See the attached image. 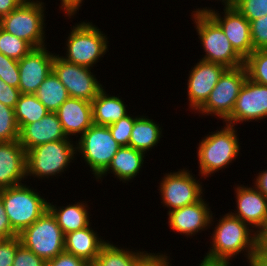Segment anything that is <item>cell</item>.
Masks as SVG:
<instances>
[{
    "mask_svg": "<svg viewBox=\"0 0 267 266\" xmlns=\"http://www.w3.org/2000/svg\"><path fill=\"white\" fill-rule=\"evenodd\" d=\"M254 186L267 198V170L260 171L254 183Z\"/></svg>",
    "mask_w": 267,
    "mask_h": 266,
    "instance_id": "cell-46",
    "label": "cell"
},
{
    "mask_svg": "<svg viewBox=\"0 0 267 266\" xmlns=\"http://www.w3.org/2000/svg\"><path fill=\"white\" fill-rule=\"evenodd\" d=\"M107 242L91 266H137L147 251H129Z\"/></svg>",
    "mask_w": 267,
    "mask_h": 266,
    "instance_id": "cell-27",
    "label": "cell"
},
{
    "mask_svg": "<svg viewBox=\"0 0 267 266\" xmlns=\"http://www.w3.org/2000/svg\"><path fill=\"white\" fill-rule=\"evenodd\" d=\"M252 266H267V260H254Z\"/></svg>",
    "mask_w": 267,
    "mask_h": 266,
    "instance_id": "cell-48",
    "label": "cell"
},
{
    "mask_svg": "<svg viewBox=\"0 0 267 266\" xmlns=\"http://www.w3.org/2000/svg\"><path fill=\"white\" fill-rule=\"evenodd\" d=\"M170 257L164 253H146L137 266H171Z\"/></svg>",
    "mask_w": 267,
    "mask_h": 266,
    "instance_id": "cell-41",
    "label": "cell"
},
{
    "mask_svg": "<svg viewBox=\"0 0 267 266\" xmlns=\"http://www.w3.org/2000/svg\"><path fill=\"white\" fill-rule=\"evenodd\" d=\"M76 144V152L81 153L96 179L108 168L121 147L113 138L108 126L95 124L80 136Z\"/></svg>",
    "mask_w": 267,
    "mask_h": 266,
    "instance_id": "cell-9",
    "label": "cell"
},
{
    "mask_svg": "<svg viewBox=\"0 0 267 266\" xmlns=\"http://www.w3.org/2000/svg\"><path fill=\"white\" fill-rule=\"evenodd\" d=\"M221 17L215 9L198 8L192 14H208L223 30L235 51L245 60L253 51L250 22L234 7L223 9Z\"/></svg>",
    "mask_w": 267,
    "mask_h": 266,
    "instance_id": "cell-13",
    "label": "cell"
},
{
    "mask_svg": "<svg viewBox=\"0 0 267 266\" xmlns=\"http://www.w3.org/2000/svg\"><path fill=\"white\" fill-rule=\"evenodd\" d=\"M233 6L249 22L267 15V0H235Z\"/></svg>",
    "mask_w": 267,
    "mask_h": 266,
    "instance_id": "cell-33",
    "label": "cell"
},
{
    "mask_svg": "<svg viewBox=\"0 0 267 266\" xmlns=\"http://www.w3.org/2000/svg\"><path fill=\"white\" fill-rule=\"evenodd\" d=\"M68 41V42H67ZM66 41V56H60L67 62L92 67L108 51L105 34L92 22H81L73 26Z\"/></svg>",
    "mask_w": 267,
    "mask_h": 266,
    "instance_id": "cell-7",
    "label": "cell"
},
{
    "mask_svg": "<svg viewBox=\"0 0 267 266\" xmlns=\"http://www.w3.org/2000/svg\"><path fill=\"white\" fill-rule=\"evenodd\" d=\"M67 139L55 112L47 113L39 121L24 125L19 130L18 141L27 152L39 145Z\"/></svg>",
    "mask_w": 267,
    "mask_h": 266,
    "instance_id": "cell-19",
    "label": "cell"
},
{
    "mask_svg": "<svg viewBox=\"0 0 267 266\" xmlns=\"http://www.w3.org/2000/svg\"><path fill=\"white\" fill-rule=\"evenodd\" d=\"M145 153L140 152L130 146H121L112 158L108 168L96 179L99 182L107 173H113L124 183L133 180L141 170Z\"/></svg>",
    "mask_w": 267,
    "mask_h": 266,
    "instance_id": "cell-23",
    "label": "cell"
},
{
    "mask_svg": "<svg viewBox=\"0 0 267 266\" xmlns=\"http://www.w3.org/2000/svg\"><path fill=\"white\" fill-rule=\"evenodd\" d=\"M46 262L21 245L15 254L13 266H45Z\"/></svg>",
    "mask_w": 267,
    "mask_h": 266,
    "instance_id": "cell-38",
    "label": "cell"
},
{
    "mask_svg": "<svg viewBox=\"0 0 267 266\" xmlns=\"http://www.w3.org/2000/svg\"><path fill=\"white\" fill-rule=\"evenodd\" d=\"M67 138L48 142L26 152V176L43 179L66 171L76 156V143ZM75 154V155H74Z\"/></svg>",
    "mask_w": 267,
    "mask_h": 266,
    "instance_id": "cell-4",
    "label": "cell"
},
{
    "mask_svg": "<svg viewBox=\"0 0 267 266\" xmlns=\"http://www.w3.org/2000/svg\"><path fill=\"white\" fill-rule=\"evenodd\" d=\"M0 198L12 229L20 234L32 225L46 210L48 202L24 183L0 189Z\"/></svg>",
    "mask_w": 267,
    "mask_h": 266,
    "instance_id": "cell-3",
    "label": "cell"
},
{
    "mask_svg": "<svg viewBox=\"0 0 267 266\" xmlns=\"http://www.w3.org/2000/svg\"><path fill=\"white\" fill-rule=\"evenodd\" d=\"M137 117L127 114L117 122L108 125V128L116 140L121 146H129V140L131 137V131L133 130L134 122Z\"/></svg>",
    "mask_w": 267,
    "mask_h": 266,
    "instance_id": "cell-34",
    "label": "cell"
},
{
    "mask_svg": "<svg viewBox=\"0 0 267 266\" xmlns=\"http://www.w3.org/2000/svg\"><path fill=\"white\" fill-rule=\"evenodd\" d=\"M87 208L89 209L87 204L83 203V201L75 202L74 204H69L65 207L58 206V208L56 205L54 206L52 203L48 202V209L56 218L64 235L91 225V222L89 221L90 213L87 211Z\"/></svg>",
    "mask_w": 267,
    "mask_h": 266,
    "instance_id": "cell-25",
    "label": "cell"
},
{
    "mask_svg": "<svg viewBox=\"0 0 267 266\" xmlns=\"http://www.w3.org/2000/svg\"><path fill=\"white\" fill-rule=\"evenodd\" d=\"M230 262L229 263H221V262H209L206 260H202L201 263L199 264V266H230Z\"/></svg>",
    "mask_w": 267,
    "mask_h": 266,
    "instance_id": "cell-47",
    "label": "cell"
},
{
    "mask_svg": "<svg viewBox=\"0 0 267 266\" xmlns=\"http://www.w3.org/2000/svg\"><path fill=\"white\" fill-rule=\"evenodd\" d=\"M195 29L206 52L202 60L223 65L227 69L244 65V59L235 51L222 28L208 14H193Z\"/></svg>",
    "mask_w": 267,
    "mask_h": 266,
    "instance_id": "cell-6",
    "label": "cell"
},
{
    "mask_svg": "<svg viewBox=\"0 0 267 266\" xmlns=\"http://www.w3.org/2000/svg\"><path fill=\"white\" fill-rule=\"evenodd\" d=\"M90 70V67L67 62L57 54L52 63V71L67 89L69 97L92 102L103 87Z\"/></svg>",
    "mask_w": 267,
    "mask_h": 266,
    "instance_id": "cell-12",
    "label": "cell"
},
{
    "mask_svg": "<svg viewBox=\"0 0 267 266\" xmlns=\"http://www.w3.org/2000/svg\"><path fill=\"white\" fill-rule=\"evenodd\" d=\"M45 4L41 1L25 0L16 9L0 19V27L28 42L33 48L45 44Z\"/></svg>",
    "mask_w": 267,
    "mask_h": 266,
    "instance_id": "cell-5",
    "label": "cell"
},
{
    "mask_svg": "<svg viewBox=\"0 0 267 266\" xmlns=\"http://www.w3.org/2000/svg\"><path fill=\"white\" fill-rule=\"evenodd\" d=\"M213 229L212 246L203 260L229 263L234 256L244 252L247 253L246 261L252 266L257 255V232L254 229L230 213L219 219Z\"/></svg>",
    "mask_w": 267,
    "mask_h": 266,
    "instance_id": "cell-1",
    "label": "cell"
},
{
    "mask_svg": "<svg viewBox=\"0 0 267 266\" xmlns=\"http://www.w3.org/2000/svg\"><path fill=\"white\" fill-rule=\"evenodd\" d=\"M25 0H0V19L14 9H16Z\"/></svg>",
    "mask_w": 267,
    "mask_h": 266,
    "instance_id": "cell-45",
    "label": "cell"
},
{
    "mask_svg": "<svg viewBox=\"0 0 267 266\" xmlns=\"http://www.w3.org/2000/svg\"><path fill=\"white\" fill-rule=\"evenodd\" d=\"M35 95L50 112H56L69 98L67 89L53 71L49 73L38 87Z\"/></svg>",
    "mask_w": 267,
    "mask_h": 266,
    "instance_id": "cell-28",
    "label": "cell"
},
{
    "mask_svg": "<svg viewBox=\"0 0 267 266\" xmlns=\"http://www.w3.org/2000/svg\"><path fill=\"white\" fill-rule=\"evenodd\" d=\"M55 54L47 47L33 48L18 61L19 87L21 94H35L38 87L52 71Z\"/></svg>",
    "mask_w": 267,
    "mask_h": 266,
    "instance_id": "cell-15",
    "label": "cell"
},
{
    "mask_svg": "<svg viewBox=\"0 0 267 266\" xmlns=\"http://www.w3.org/2000/svg\"><path fill=\"white\" fill-rule=\"evenodd\" d=\"M247 72L245 66L226 69L209 94L206 102L197 110L202 115L217 116L223 122L232 114Z\"/></svg>",
    "mask_w": 267,
    "mask_h": 266,
    "instance_id": "cell-10",
    "label": "cell"
},
{
    "mask_svg": "<svg viewBox=\"0 0 267 266\" xmlns=\"http://www.w3.org/2000/svg\"><path fill=\"white\" fill-rule=\"evenodd\" d=\"M18 236L0 240V266H13L17 249L21 246Z\"/></svg>",
    "mask_w": 267,
    "mask_h": 266,
    "instance_id": "cell-37",
    "label": "cell"
},
{
    "mask_svg": "<svg viewBox=\"0 0 267 266\" xmlns=\"http://www.w3.org/2000/svg\"><path fill=\"white\" fill-rule=\"evenodd\" d=\"M159 126L153 119L144 115L137 116L131 131L129 146L146 154L160 141L162 129Z\"/></svg>",
    "mask_w": 267,
    "mask_h": 266,
    "instance_id": "cell-26",
    "label": "cell"
},
{
    "mask_svg": "<svg viewBox=\"0 0 267 266\" xmlns=\"http://www.w3.org/2000/svg\"><path fill=\"white\" fill-rule=\"evenodd\" d=\"M251 40L254 50L267 49V15L250 22Z\"/></svg>",
    "mask_w": 267,
    "mask_h": 266,
    "instance_id": "cell-36",
    "label": "cell"
},
{
    "mask_svg": "<svg viewBox=\"0 0 267 266\" xmlns=\"http://www.w3.org/2000/svg\"><path fill=\"white\" fill-rule=\"evenodd\" d=\"M254 260H267V223L257 233V255Z\"/></svg>",
    "mask_w": 267,
    "mask_h": 266,
    "instance_id": "cell-43",
    "label": "cell"
},
{
    "mask_svg": "<svg viewBox=\"0 0 267 266\" xmlns=\"http://www.w3.org/2000/svg\"><path fill=\"white\" fill-rule=\"evenodd\" d=\"M187 169L178 172L165 173L160 181L158 190L163 206L169 207L168 212L182 208L186 205L197 203L202 199L203 189L200 181ZM194 176V177H193Z\"/></svg>",
    "mask_w": 267,
    "mask_h": 266,
    "instance_id": "cell-11",
    "label": "cell"
},
{
    "mask_svg": "<svg viewBox=\"0 0 267 266\" xmlns=\"http://www.w3.org/2000/svg\"><path fill=\"white\" fill-rule=\"evenodd\" d=\"M64 243L66 252L92 264L107 241L99 238L97 232L89 225L81 230L65 234Z\"/></svg>",
    "mask_w": 267,
    "mask_h": 266,
    "instance_id": "cell-22",
    "label": "cell"
},
{
    "mask_svg": "<svg viewBox=\"0 0 267 266\" xmlns=\"http://www.w3.org/2000/svg\"><path fill=\"white\" fill-rule=\"evenodd\" d=\"M20 95L21 93L18 88L6 84L0 78V103H3L11 108H15Z\"/></svg>",
    "mask_w": 267,
    "mask_h": 266,
    "instance_id": "cell-40",
    "label": "cell"
},
{
    "mask_svg": "<svg viewBox=\"0 0 267 266\" xmlns=\"http://www.w3.org/2000/svg\"><path fill=\"white\" fill-rule=\"evenodd\" d=\"M236 213L233 216L247 223L258 233L267 223V198L254 186L235 187Z\"/></svg>",
    "mask_w": 267,
    "mask_h": 266,
    "instance_id": "cell-18",
    "label": "cell"
},
{
    "mask_svg": "<svg viewBox=\"0 0 267 266\" xmlns=\"http://www.w3.org/2000/svg\"><path fill=\"white\" fill-rule=\"evenodd\" d=\"M67 138L80 136L93 125L90 101L69 97L55 112Z\"/></svg>",
    "mask_w": 267,
    "mask_h": 266,
    "instance_id": "cell-21",
    "label": "cell"
},
{
    "mask_svg": "<svg viewBox=\"0 0 267 266\" xmlns=\"http://www.w3.org/2000/svg\"><path fill=\"white\" fill-rule=\"evenodd\" d=\"M18 237L25 248L45 262L65 251V235L49 209L18 234Z\"/></svg>",
    "mask_w": 267,
    "mask_h": 266,
    "instance_id": "cell-8",
    "label": "cell"
},
{
    "mask_svg": "<svg viewBox=\"0 0 267 266\" xmlns=\"http://www.w3.org/2000/svg\"><path fill=\"white\" fill-rule=\"evenodd\" d=\"M24 178L27 179L26 151L18 140L0 142V189L23 184Z\"/></svg>",
    "mask_w": 267,
    "mask_h": 266,
    "instance_id": "cell-20",
    "label": "cell"
},
{
    "mask_svg": "<svg viewBox=\"0 0 267 266\" xmlns=\"http://www.w3.org/2000/svg\"><path fill=\"white\" fill-rule=\"evenodd\" d=\"M0 78L8 85L19 87L18 60L7 57L0 52Z\"/></svg>",
    "mask_w": 267,
    "mask_h": 266,
    "instance_id": "cell-35",
    "label": "cell"
},
{
    "mask_svg": "<svg viewBox=\"0 0 267 266\" xmlns=\"http://www.w3.org/2000/svg\"><path fill=\"white\" fill-rule=\"evenodd\" d=\"M247 78L251 81L267 86V49L254 50L244 60Z\"/></svg>",
    "mask_w": 267,
    "mask_h": 266,
    "instance_id": "cell-30",
    "label": "cell"
},
{
    "mask_svg": "<svg viewBox=\"0 0 267 266\" xmlns=\"http://www.w3.org/2000/svg\"><path fill=\"white\" fill-rule=\"evenodd\" d=\"M124 103L121 98L107 94L103 88L91 102L93 124L108 126L126 116L127 105Z\"/></svg>",
    "mask_w": 267,
    "mask_h": 266,
    "instance_id": "cell-24",
    "label": "cell"
},
{
    "mask_svg": "<svg viewBox=\"0 0 267 266\" xmlns=\"http://www.w3.org/2000/svg\"><path fill=\"white\" fill-rule=\"evenodd\" d=\"M205 199L197 203L186 205L182 208L174 209L168 212V224L170 228L181 235L195 236L199 231L211 227L213 222V213Z\"/></svg>",
    "mask_w": 267,
    "mask_h": 266,
    "instance_id": "cell-17",
    "label": "cell"
},
{
    "mask_svg": "<svg viewBox=\"0 0 267 266\" xmlns=\"http://www.w3.org/2000/svg\"><path fill=\"white\" fill-rule=\"evenodd\" d=\"M226 69L223 65L202 59L191 68L187 83L189 108L197 111L206 102Z\"/></svg>",
    "mask_w": 267,
    "mask_h": 266,
    "instance_id": "cell-16",
    "label": "cell"
},
{
    "mask_svg": "<svg viewBox=\"0 0 267 266\" xmlns=\"http://www.w3.org/2000/svg\"><path fill=\"white\" fill-rule=\"evenodd\" d=\"M224 128L207 134L197 147L199 175L207 178L226 168L239 155L240 142L236 126L225 123Z\"/></svg>",
    "mask_w": 267,
    "mask_h": 266,
    "instance_id": "cell-2",
    "label": "cell"
},
{
    "mask_svg": "<svg viewBox=\"0 0 267 266\" xmlns=\"http://www.w3.org/2000/svg\"><path fill=\"white\" fill-rule=\"evenodd\" d=\"M61 1V7L59 6V8H61L62 10H64L65 14L67 15V17L69 16L70 18L74 15L75 13H77V10H79V7L81 8V4L83 2V0H60ZM74 14V15H73Z\"/></svg>",
    "mask_w": 267,
    "mask_h": 266,
    "instance_id": "cell-44",
    "label": "cell"
},
{
    "mask_svg": "<svg viewBox=\"0 0 267 266\" xmlns=\"http://www.w3.org/2000/svg\"><path fill=\"white\" fill-rule=\"evenodd\" d=\"M32 49L33 47L28 42L0 27V52L2 54L19 61Z\"/></svg>",
    "mask_w": 267,
    "mask_h": 266,
    "instance_id": "cell-31",
    "label": "cell"
},
{
    "mask_svg": "<svg viewBox=\"0 0 267 266\" xmlns=\"http://www.w3.org/2000/svg\"><path fill=\"white\" fill-rule=\"evenodd\" d=\"M49 112L35 94H21L14 108L19 130L26 124L39 121Z\"/></svg>",
    "mask_w": 267,
    "mask_h": 266,
    "instance_id": "cell-29",
    "label": "cell"
},
{
    "mask_svg": "<svg viewBox=\"0 0 267 266\" xmlns=\"http://www.w3.org/2000/svg\"><path fill=\"white\" fill-rule=\"evenodd\" d=\"M16 236H18V234L12 229L3 202L0 198V240L10 239Z\"/></svg>",
    "mask_w": 267,
    "mask_h": 266,
    "instance_id": "cell-42",
    "label": "cell"
},
{
    "mask_svg": "<svg viewBox=\"0 0 267 266\" xmlns=\"http://www.w3.org/2000/svg\"><path fill=\"white\" fill-rule=\"evenodd\" d=\"M45 266H91V264L80 257L63 251L54 259L46 261Z\"/></svg>",
    "mask_w": 267,
    "mask_h": 266,
    "instance_id": "cell-39",
    "label": "cell"
},
{
    "mask_svg": "<svg viewBox=\"0 0 267 266\" xmlns=\"http://www.w3.org/2000/svg\"><path fill=\"white\" fill-rule=\"evenodd\" d=\"M221 2L222 4L224 3L223 4L225 5L224 8H226V7H232L234 5L235 0H222Z\"/></svg>",
    "mask_w": 267,
    "mask_h": 266,
    "instance_id": "cell-49",
    "label": "cell"
},
{
    "mask_svg": "<svg viewBox=\"0 0 267 266\" xmlns=\"http://www.w3.org/2000/svg\"><path fill=\"white\" fill-rule=\"evenodd\" d=\"M267 117V86L247 78L240 89L232 114L224 121L230 125L263 120Z\"/></svg>",
    "mask_w": 267,
    "mask_h": 266,
    "instance_id": "cell-14",
    "label": "cell"
},
{
    "mask_svg": "<svg viewBox=\"0 0 267 266\" xmlns=\"http://www.w3.org/2000/svg\"><path fill=\"white\" fill-rule=\"evenodd\" d=\"M19 138V127L14 108L0 103V142H12Z\"/></svg>",
    "mask_w": 267,
    "mask_h": 266,
    "instance_id": "cell-32",
    "label": "cell"
}]
</instances>
